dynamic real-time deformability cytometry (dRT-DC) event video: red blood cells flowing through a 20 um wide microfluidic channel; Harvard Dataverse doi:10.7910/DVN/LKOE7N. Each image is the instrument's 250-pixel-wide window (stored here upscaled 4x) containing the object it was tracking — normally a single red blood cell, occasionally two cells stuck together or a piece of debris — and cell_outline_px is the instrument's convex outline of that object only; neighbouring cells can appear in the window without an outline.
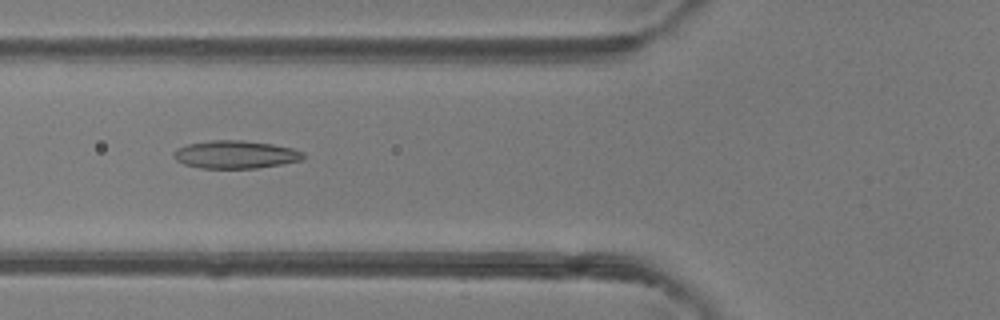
{"species": "common noctule bat (a hibernating species)", "species_latin": "Nyctalus noctula", "temperature_condition": "room temperature", "stored_images_in_passage": 49, "camera_frame_rate_fps": 3000, "um_per_image_px": 0.085, "animal": {"sex": "female"}, "frame": {"image": 1, "passage_image": 19, "time_ms": 6.0, "image_size_px": [1000, 320], "cell_outline_px": [[304, 156], [300, 160], [280, 164], [256, 168], [200, 168], [184, 164], [176, 160], [172, 156], [172, 152], [176, 148], [188, 144], [212, 140], [240, 140], [272, 144], [292, 148], [304, 152]], "centroid_in_image_um": [19.96, 13.13], "position_along_channel_um": 105.8, "area_um2": 20.98}}
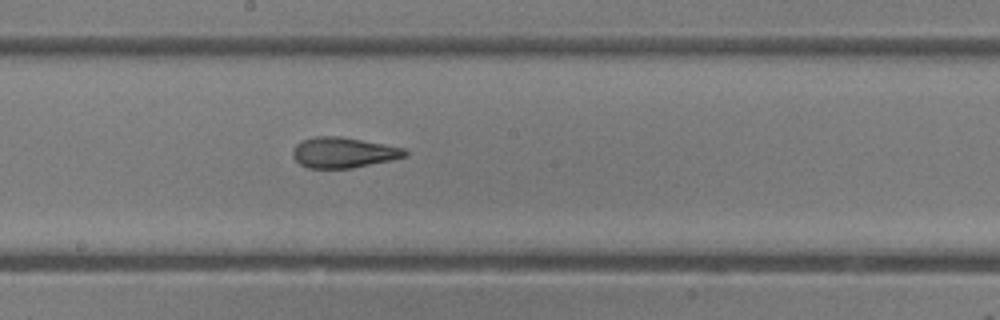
{"frame": {"image": 2, "passage_image": 27, "time_ms": 8.667, "image_size_px": [1000, 320], "cell_outline_px": [[408, 156], [392, 160], [352, 168], [308, 168], [300, 164], [292, 156], [292, 148], [300, 140], [316, 136], [340, 136], [384, 144], [404, 148], [408, 152]], "centroid_in_image_um": [29.17, 12.96], "position_along_channel_um": 219.0, "area_um2": 20.11}}
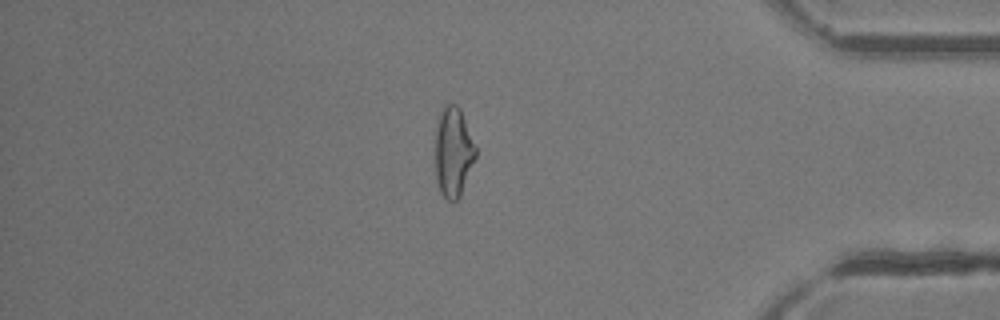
{"frame": {"image": 3, "passage_image": 42, "time_ms": 13.667, "image_size_px": [1000, 320], "cell_outline_px": [[476, 156], [460, 196], [452, 204], [440, 192], [436, 180], [436, 128], [440, 108], [444, 104], [456, 104], [460, 108], [476, 148]], "centroid_in_image_um": [38.51, 12.91], "position_along_channel_um": 396.7, "area_um2": 21.1}, "authors_computed_cell_mechanics": {"area_um2": 21.4438, "velocity_mm_per_s": 4.2303, "shape_relaxation_time_tau1_ms": 7.6697, "shape_relaxation_time_tau2_ms": 2.0623, "deformation_change_tau1": 0.2102, "deformation_change_tau2": 0.115}}